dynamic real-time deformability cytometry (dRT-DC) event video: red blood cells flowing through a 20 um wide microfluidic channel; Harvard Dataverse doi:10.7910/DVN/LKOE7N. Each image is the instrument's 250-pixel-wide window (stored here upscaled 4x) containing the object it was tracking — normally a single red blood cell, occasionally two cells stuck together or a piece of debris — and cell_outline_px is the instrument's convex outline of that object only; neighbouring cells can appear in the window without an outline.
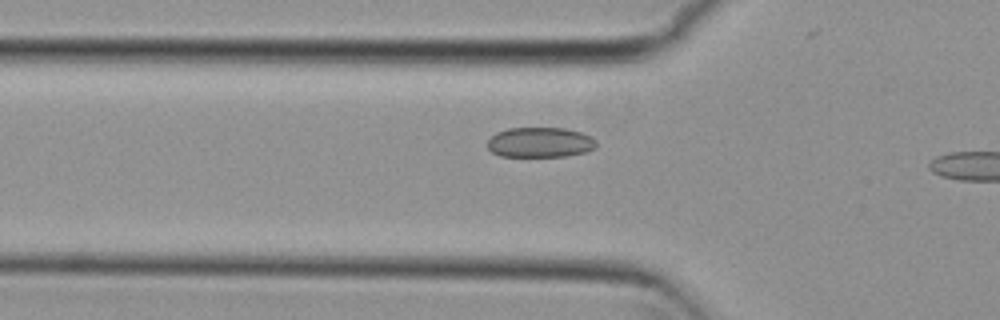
{"species": "common noctule bat (a hibernating species)", "species_latin": "Nyctalus noctula", "temperature_condition": "cold", "stored_images_in_passage": 12, "camera_frame_rate_fps": 3000, "um_per_image_px": 0.085, "animal": {"sex": "female", "body_mass_g": 29.2, "forearm_length_mm": 56.3}, "frame": {"image": 1, "passage_image": 10, "time_ms": 3.0, "image_size_px": [1000, 320], "cell_outline_px": [[596, 148], [588, 152], [564, 156], [500, 156], [492, 152], [488, 148], [488, 140], [496, 132], [508, 128], [564, 128], [580, 132], [592, 136], [596, 140]], "centroid_in_image_um": [45.93, 12.1], "position_along_channel_um": 79.9, "area_um2": 19.19}}